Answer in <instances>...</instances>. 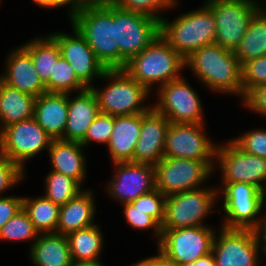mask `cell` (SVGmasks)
<instances>
[{
	"instance_id": "obj_7",
	"label": "cell",
	"mask_w": 266,
	"mask_h": 266,
	"mask_svg": "<svg viewBox=\"0 0 266 266\" xmlns=\"http://www.w3.org/2000/svg\"><path fill=\"white\" fill-rule=\"evenodd\" d=\"M221 206V227L252 230L260 219L265 204L264 191L243 182L225 184L217 192Z\"/></svg>"
},
{
	"instance_id": "obj_12",
	"label": "cell",
	"mask_w": 266,
	"mask_h": 266,
	"mask_svg": "<svg viewBox=\"0 0 266 266\" xmlns=\"http://www.w3.org/2000/svg\"><path fill=\"white\" fill-rule=\"evenodd\" d=\"M113 20L119 47V69H123L133 56L140 54L160 35V21L123 10L116 3H113Z\"/></svg>"
},
{
	"instance_id": "obj_3",
	"label": "cell",
	"mask_w": 266,
	"mask_h": 266,
	"mask_svg": "<svg viewBox=\"0 0 266 266\" xmlns=\"http://www.w3.org/2000/svg\"><path fill=\"white\" fill-rule=\"evenodd\" d=\"M123 69L154 93L156 88L185 74V59L158 35L140 54L133 56Z\"/></svg>"
},
{
	"instance_id": "obj_37",
	"label": "cell",
	"mask_w": 266,
	"mask_h": 266,
	"mask_svg": "<svg viewBox=\"0 0 266 266\" xmlns=\"http://www.w3.org/2000/svg\"><path fill=\"white\" fill-rule=\"evenodd\" d=\"M114 126V116L99 113L88 127L84 139L80 142L85 148L90 144H102L107 146Z\"/></svg>"
},
{
	"instance_id": "obj_1",
	"label": "cell",
	"mask_w": 266,
	"mask_h": 266,
	"mask_svg": "<svg viewBox=\"0 0 266 266\" xmlns=\"http://www.w3.org/2000/svg\"><path fill=\"white\" fill-rule=\"evenodd\" d=\"M187 69L206 90L243 101L241 64L234 52L215 43L205 45L185 59Z\"/></svg>"
},
{
	"instance_id": "obj_49",
	"label": "cell",
	"mask_w": 266,
	"mask_h": 266,
	"mask_svg": "<svg viewBox=\"0 0 266 266\" xmlns=\"http://www.w3.org/2000/svg\"><path fill=\"white\" fill-rule=\"evenodd\" d=\"M117 0H78L79 4H104L115 3Z\"/></svg>"
},
{
	"instance_id": "obj_10",
	"label": "cell",
	"mask_w": 266,
	"mask_h": 266,
	"mask_svg": "<svg viewBox=\"0 0 266 266\" xmlns=\"http://www.w3.org/2000/svg\"><path fill=\"white\" fill-rule=\"evenodd\" d=\"M187 76L170 81L155 90L152 107L173 123H205L202 99Z\"/></svg>"
},
{
	"instance_id": "obj_39",
	"label": "cell",
	"mask_w": 266,
	"mask_h": 266,
	"mask_svg": "<svg viewBox=\"0 0 266 266\" xmlns=\"http://www.w3.org/2000/svg\"><path fill=\"white\" fill-rule=\"evenodd\" d=\"M232 140L244 151L255 156L266 158V128H251Z\"/></svg>"
},
{
	"instance_id": "obj_21",
	"label": "cell",
	"mask_w": 266,
	"mask_h": 266,
	"mask_svg": "<svg viewBox=\"0 0 266 266\" xmlns=\"http://www.w3.org/2000/svg\"><path fill=\"white\" fill-rule=\"evenodd\" d=\"M85 151L80 142L52 139L47 151L50 170L74 178L84 187L88 173Z\"/></svg>"
},
{
	"instance_id": "obj_16",
	"label": "cell",
	"mask_w": 266,
	"mask_h": 266,
	"mask_svg": "<svg viewBox=\"0 0 266 266\" xmlns=\"http://www.w3.org/2000/svg\"><path fill=\"white\" fill-rule=\"evenodd\" d=\"M219 228L212 246L216 266H261L264 260L253 230Z\"/></svg>"
},
{
	"instance_id": "obj_11",
	"label": "cell",
	"mask_w": 266,
	"mask_h": 266,
	"mask_svg": "<svg viewBox=\"0 0 266 266\" xmlns=\"http://www.w3.org/2000/svg\"><path fill=\"white\" fill-rule=\"evenodd\" d=\"M206 124L170 122L163 157L203 161L213 171L218 142L206 134Z\"/></svg>"
},
{
	"instance_id": "obj_48",
	"label": "cell",
	"mask_w": 266,
	"mask_h": 266,
	"mask_svg": "<svg viewBox=\"0 0 266 266\" xmlns=\"http://www.w3.org/2000/svg\"><path fill=\"white\" fill-rule=\"evenodd\" d=\"M72 266H105V264H102L101 260H97L88 262H73Z\"/></svg>"
},
{
	"instance_id": "obj_6",
	"label": "cell",
	"mask_w": 266,
	"mask_h": 266,
	"mask_svg": "<svg viewBox=\"0 0 266 266\" xmlns=\"http://www.w3.org/2000/svg\"><path fill=\"white\" fill-rule=\"evenodd\" d=\"M211 185L167 195L161 229L211 226L206 219L219 207L215 183Z\"/></svg>"
},
{
	"instance_id": "obj_34",
	"label": "cell",
	"mask_w": 266,
	"mask_h": 266,
	"mask_svg": "<svg viewBox=\"0 0 266 266\" xmlns=\"http://www.w3.org/2000/svg\"><path fill=\"white\" fill-rule=\"evenodd\" d=\"M45 87L47 92L65 94L78 93L88 89L62 56L54 64L53 74Z\"/></svg>"
},
{
	"instance_id": "obj_42",
	"label": "cell",
	"mask_w": 266,
	"mask_h": 266,
	"mask_svg": "<svg viewBox=\"0 0 266 266\" xmlns=\"http://www.w3.org/2000/svg\"><path fill=\"white\" fill-rule=\"evenodd\" d=\"M241 103L244 109L266 118V84L253 88Z\"/></svg>"
},
{
	"instance_id": "obj_19",
	"label": "cell",
	"mask_w": 266,
	"mask_h": 266,
	"mask_svg": "<svg viewBox=\"0 0 266 266\" xmlns=\"http://www.w3.org/2000/svg\"><path fill=\"white\" fill-rule=\"evenodd\" d=\"M170 122L153 107L141 113V130L133 154L134 163L156 165L163 158L166 132Z\"/></svg>"
},
{
	"instance_id": "obj_28",
	"label": "cell",
	"mask_w": 266,
	"mask_h": 266,
	"mask_svg": "<svg viewBox=\"0 0 266 266\" xmlns=\"http://www.w3.org/2000/svg\"><path fill=\"white\" fill-rule=\"evenodd\" d=\"M100 228V225L96 223L67 235L73 262H88L103 259L105 238Z\"/></svg>"
},
{
	"instance_id": "obj_32",
	"label": "cell",
	"mask_w": 266,
	"mask_h": 266,
	"mask_svg": "<svg viewBox=\"0 0 266 266\" xmlns=\"http://www.w3.org/2000/svg\"><path fill=\"white\" fill-rule=\"evenodd\" d=\"M43 186L45 193L42 195L59 206L85 189L76 179L51 170L46 173Z\"/></svg>"
},
{
	"instance_id": "obj_30",
	"label": "cell",
	"mask_w": 266,
	"mask_h": 266,
	"mask_svg": "<svg viewBox=\"0 0 266 266\" xmlns=\"http://www.w3.org/2000/svg\"><path fill=\"white\" fill-rule=\"evenodd\" d=\"M21 46L30 54L37 74L46 85L53 74L54 64L61 57L57 41L48 33L45 36H36Z\"/></svg>"
},
{
	"instance_id": "obj_51",
	"label": "cell",
	"mask_w": 266,
	"mask_h": 266,
	"mask_svg": "<svg viewBox=\"0 0 266 266\" xmlns=\"http://www.w3.org/2000/svg\"><path fill=\"white\" fill-rule=\"evenodd\" d=\"M264 196H265V203H266V190L264 191Z\"/></svg>"
},
{
	"instance_id": "obj_25",
	"label": "cell",
	"mask_w": 266,
	"mask_h": 266,
	"mask_svg": "<svg viewBox=\"0 0 266 266\" xmlns=\"http://www.w3.org/2000/svg\"><path fill=\"white\" fill-rule=\"evenodd\" d=\"M141 130V113L114 116V126L106 146L112 164L133 162V154Z\"/></svg>"
},
{
	"instance_id": "obj_50",
	"label": "cell",
	"mask_w": 266,
	"mask_h": 266,
	"mask_svg": "<svg viewBox=\"0 0 266 266\" xmlns=\"http://www.w3.org/2000/svg\"><path fill=\"white\" fill-rule=\"evenodd\" d=\"M131 266H153L146 258L138 260L137 262H135L133 265L131 264Z\"/></svg>"
},
{
	"instance_id": "obj_18",
	"label": "cell",
	"mask_w": 266,
	"mask_h": 266,
	"mask_svg": "<svg viewBox=\"0 0 266 266\" xmlns=\"http://www.w3.org/2000/svg\"><path fill=\"white\" fill-rule=\"evenodd\" d=\"M72 32L57 30L49 34L57 41L61 56L70 64L77 77L88 87L95 85L107 70L96 58L92 48L79 31L70 24Z\"/></svg>"
},
{
	"instance_id": "obj_24",
	"label": "cell",
	"mask_w": 266,
	"mask_h": 266,
	"mask_svg": "<svg viewBox=\"0 0 266 266\" xmlns=\"http://www.w3.org/2000/svg\"><path fill=\"white\" fill-rule=\"evenodd\" d=\"M67 117V94L46 92L35 98L33 118L52 139L64 140Z\"/></svg>"
},
{
	"instance_id": "obj_40",
	"label": "cell",
	"mask_w": 266,
	"mask_h": 266,
	"mask_svg": "<svg viewBox=\"0 0 266 266\" xmlns=\"http://www.w3.org/2000/svg\"><path fill=\"white\" fill-rule=\"evenodd\" d=\"M27 173H25L16 163L9 160L0 153V197L7 196V191H11L12 187L25 182Z\"/></svg>"
},
{
	"instance_id": "obj_14",
	"label": "cell",
	"mask_w": 266,
	"mask_h": 266,
	"mask_svg": "<svg viewBox=\"0 0 266 266\" xmlns=\"http://www.w3.org/2000/svg\"><path fill=\"white\" fill-rule=\"evenodd\" d=\"M215 226L162 229L157 249L172 261L181 265L195 262L212 252Z\"/></svg>"
},
{
	"instance_id": "obj_36",
	"label": "cell",
	"mask_w": 266,
	"mask_h": 266,
	"mask_svg": "<svg viewBox=\"0 0 266 266\" xmlns=\"http://www.w3.org/2000/svg\"><path fill=\"white\" fill-rule=\"evenodd\" d=\"M123 215L126 223L135 231L141 230L152 232L151 237L155 239L156 245L160 242L162 237L161 225L150 215L146 214L141 208L134 207L132 203L122 204Z\"/></svg>"
},
{
	"instance_id": "obj_2",
	"label": "cell",
	"mask_w": 266,
	"mask_h": 266,
	"mask_svg": "<svg viewBox=\"0 0 266 266\" xmlns=\"http://www.w3.org/2000/svg\"><path fill=\"white\" fill-rule=\"evenodd\" d=\"M69 22L85 38L106 69H119L113 3L79 4Z\"/></svg>"
},
{
	"instance_id": "obj_23",
	"label": "cell",
	"mask_w": 266,
	"mask_h": 266,
	"mask_svg": "<svg viewBox=\"0 0 266 266\" xmlns=\"http://www.w3.org/2000/svg\"><path fill=\"white\" fill-rule=\"evenodd\" d=\"M96 194L91 188H85L77 196L73 197L63 206H60L59 220L56 233L68 235L79 229L96 224L98 204Z\"/></svg>"
},
{
	"instance_id": "obj_27",
	"label": "cell",
	"mask_w": 266,
	"mask_h": 266,
	"mask_svg": "<svg viewBox=\"0 0 266 266\" xmlns=\"http://www.w3.org/2000/svg\"><path fill=\"white\" fill-rule=\"evenodd\" d=\"M35 98L0 80V132L33 117Z\"/></svg>"
},
{
	"instance_id": "obj_44",
	"label": "cell",
	"mask_w": 266,
	"mask_h": 266,
	"mask_svg": "<svg viewBox=\"0 0 266 266\" xmlns=\"http://www.w3.org/2000/svg\"><path fill=\"white\" fill-rule=\"evenodd\" d=\"M32 3L43 9H56L65 7L67 19L69 20L74 10L79 6L78 0H31Z\"/></svg>"
},
{
	"instance_id": "obj_13",
	"label": "cell",
	"mask_w": 266,
	"mask_h": 266,
	"mask_svg": "<svg viewBox=\"0 0 266 266\" xmlns=\"http://www.w3.org/2000/svg\"><path fill=\"white\" fill-rule=\"evenodd\" d=\"M51 141L52 138L32 117L10 124L0 132V153L27 173L26 163L43 150L47 152Z\"/></svg>"
},
{
	"instance_id": "obj_5",
	"label": "cell",
	"mask_w": 266,
	"mask_h": 266,
	"mask_svg": "<svg viewBox=\"0 0 266 266\" xmlns=\"http://www.w3.org/2000/svg\"><path fill=\"white\" fill-rule=\"evenodd\" d=\"M100 80L107 84L101 87L95 84L91 87L97 97L100 113L123 116L146 113L152 108V104L148 102L153 93L124 69H107Z\"/></svg>"
},
{
	"instance_id": "obj_4",
	"label": "cell",
	"mask_w": 266,
	"mask_h": 266,
	"mask_svg": "<svg viewBox=\"0 0 266 266\" xmlns=\"http://www.w3.org/2000/svg\"><path fill=\"white\" fill-rule=\"evenodd\" d=\"M160 35L186 59L200 47L215 42L216 20L211 8L203 2L198 8L179 13L173 20L163 16Z\"/></svg>"
},
{
	"instance_id": "obj_29",
	"label": "cell",
	"mask_w": 266,
	"mask_h": 266,
	"mask_svg": "<svg viewBox=\"0 0 266 266\" xmlns=\"http://www.w3.org/2000/svg\"><path fill=\"white\" fill-rule=\"evenodd\" d=\"M234 54L241 66L247 61L266 56V5L252 17L247 32Z\"/></svg>"
},
{
	"instance_id": "obj_41",
	"label": "cell",
	"mask_w": 266,
	"mask_h": 266,
	"mask_svg": "<svg viewBox=\"0 0 266 266\" xmlns=\"http://www.w3.org/2000/svg\"><path fill=\"white\" fill-rule=\"evenodd\" d=\"M165 200L166 195L162 194L155 188L154 190L139 196L131 203L134 207L146 211V214L153 217L162 226L165 219Z\"/></svg>"
},
{
	"instance_id": "obj_43",
	"label": "cell",
	"mask_w": 266,
	"mask_h": 266,
	"mask_svg": "<svg viewBox=\"0 0 266 266\" xmlns=\"http://www.w3.org/2000/svg\"><path fill=\"white\" fill-rule=\"evenodd\" d=\"M23 208V196L0 197V230L3 225Z\"/></svg>"
},
{
	"instance_id": "obj_8",
	"label": "cell",
	"mask_w": 266,
	"mask_h": 266,
	"mask_svg": "<svg viewBox=\"0 0 266 266\" xmlns=\"http://www.w3.org/2000/svg\"><path fill=\"white\" fill-rule=\"evenodd\" d=\"M218 170V171H217ZM219 172L217 192L228 183L243 182L266 190V158L244 152L232 139L218 142L213 174Z\"/></svg>"
},
{
	"instance_id": "obj_9",
	"label": "cell",
	"mask_w": 266,
	"mask_h": 266,
	"mask_svg": "<svg viewBox=\"0 0 266 266\" xmlns=\"http://www.w3.org/2000/svg\"><path fill=\"white\" fill-rule=\"evenodd\" d=\"M216 20L215 44L234 52L255 13L265 4L260 0H203ZM264 3V4H263Z\"/></svg>"
},
{
	"instance_id": "obj_45",
	"label": "cell",
	"mask_w": 266,
	"mask_h": 266,
	"mask_svg": "<svg viewBox=\"0 0 266 266\" xmlns=\"http://www.w3.org/2000/svg\"><path fill=\"white\" fill-rule=\"evenodd\" d=\"M262 210L263 212L261 213L260 219L252 230L259 246L261 256L264 260L266 259V203Z\"/></svg>"
},
{
	"instance_id": "obj_33",
	"label": "cell",
	"mask_w": 266,
	"mask_h": 266,
	"mask_svg": "<svg viewBox=\"0 0 266 266\" xmlns=\"http://www.w3.org/2000/svg\"><path fill=\"white\" fill-rule=\"evenodd\" d=\"M38 235L39 233L29 219L28 214L22 208L1 228L0 242H26L29 243L28 247L30 249Z\"/></svg>"
},
{
	"instance_id": "obj_22",
	"label": "cell",
	"mask_w": 266,
	"mask_h": 266,
	"mask_svg": "<svg viewBox=\"0 0 266 266\" xmlns=\"http://www.w3.org/2000/svg\"><path fill=\"white\" fill-rule=\"evenodd\" d=\"M68 117L64 140L81 142L88 127L100 113L98 100L91 88L78 93L67 94Z\"/></svg>"
},
{
	"instance_id": "obj_35",
	"label": "cell",
	"mask_w": 266,
	"mask_h": 266,
	"mask_svg": "<svg viewBox=\"0 0 266 266\" xmlns=\"http://www.w3.org/2000/svg\"><path fill=\"white\" fill-rule=\"evenodd\" d=\"M115 3L123 10L143 14L161 21L166 15L165 12L173 11L177 7L180 8L181 0H117Z\"/></svg>"
},
{
	"instance_id": "obj_15",
	"label": "cell",
	"mask_w": 266,
	"mask_h": 266,
	"mask_svg": "<svg viewBox=\"0 0 266 266\" xmlns=\"http://www.w3.org/2000/svg\"><path fill=\"white\" fill-rule=\"evenodd\" d=\"M213 176L203 161L163 157L155 165V188L167 196L204 187Z\"/></svg>"
},
{
	"instance_id": "obj_47",
	"label": "cell",
	"mask_w": 266,
	"mask_h": 266,
	"mask_svg": "<svg viewBox=\"0 0 266 266\" xmlns=\"http://www.w3.org/2000/svg\"><path fill=\"white\" fill-rule=\"evenodd\" d=\"M184 266H216V262L211 252L204 257L198 258L195 262L185 264Z\"/></svg>"
},
{
	"instance_id": "obj_38",
	"label": "cell",
	"mask_w": 266,
	"mask_h": 266,
	"mask_svg": "<svg viewBox=\"0 0 266 266\" xmlns=\"http://www.w3.org/2000/svg\"><path fill=\"white\" fill-rule=\"evenodd\" d=\"M243 100L255 87L266 84V56L245 62L241 66Z\"/></svg>"
},
{
	"instance_id": "obj_46",
	"label": "cell",
	"mask_w": 266,
	"mask_h": 266,
	"mask_svg": "<svg viewBox=\"0 0 266 266\" xmlns=\"http://www.w3.org/2000/svg\"><path fill=\"white\" fill-rule=\"evenodd\" d=\"M155 255L145 257L153 266H184L178 262L172 261L163 255L158 249Z\"/></svg>"
},
{
	"instance_id": "obj_17",
	"label": "cell",
	"mask_w": 266,
	"mask_h": 266,
	"mask_svg": "<svg viewBox=\"0 0 266 266\" xmlns=\"http://www.w3.org/2000/svg\"><path fill=\"white\" fill-rule=\"evenodd\" d=\"M113 174L106 185L105 193L118 204L131 203L139 196L155 189V166L146 163H113Z\"/></svg>"
},
{
	"instance_id": "obj_26",
	"label": "cell",
	"mask_w": 266,
	"mask_h": 266,
	"mask_svg": "<svg viewBox=\"0 0 266 266\" xmlns=\"http://www.w3.org/2000/svg\"><path fill=\"white\" fill-rule=\"evenodd\" d=\"M33 266H72L69 242L66 235L39 233L27 251Z\"/></svg>"
},
{
	"instance_id": "obj_31",
	"label": "cell",
	"mask_w": 266,
	"mask_h": 266,
	"mask_svg": "<svg viewBox=\"0 0 266 266\" xmlns=\"http://www.w3.org/2000/svg\"><path fill=\"white\" fill-rule=\"evenodd\" d=\"M23 209L38 233H56L60 206L44 195L23 196Z\"/></svg>"
},
{
	"instance_id": "obj_20",
	"label": "cell",
	"mask_w": 266,
	"mask_h": 266,
	"mask_svg": "<svg viewBox=\"0 0 266 266\" xmlns=\"http://www.w3.org/2000/svg\"><path fill=\"white\" fill-rule=\"evenodd\" d=\"M5 60L4 72H0L2 82L34 97L47 92L30 54L21 45L11 48Z\"/></svg>"
}]
</instances>
